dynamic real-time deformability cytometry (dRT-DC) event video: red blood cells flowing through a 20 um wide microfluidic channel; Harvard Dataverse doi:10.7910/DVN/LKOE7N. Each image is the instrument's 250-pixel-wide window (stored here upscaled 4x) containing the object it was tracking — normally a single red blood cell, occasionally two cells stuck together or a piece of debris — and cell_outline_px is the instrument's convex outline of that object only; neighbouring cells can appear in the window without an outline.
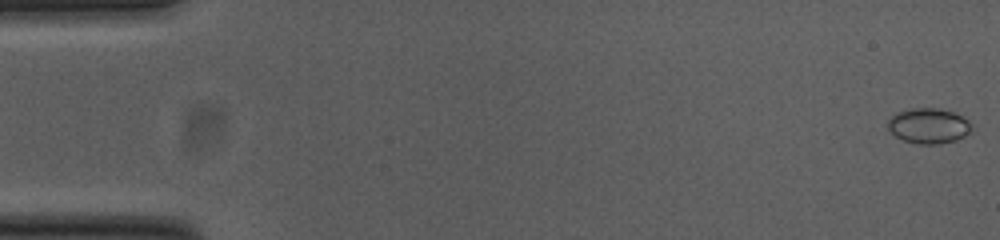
{"species": "common noctule bat (a hibernating species)", "species_latin": "Nyctalus noctula", "temperature_condition": "cold", "stored_images_in_passage": 54, "camera_frame_rate_fps": 3000, "um_per_image_px": 0.085, "animal": {"sex": "female", "body_mass_g": 23.0, "forearm_length_mm": 53.4}, "frame": {"image": 1, "passage_image": 1, "time_ms": 0.0, "image_size_px": [1000, 240], "cell_outline_px": [[972, 132], [956, 140], [936, 144], [920, 144], [904, 140], [896, 136], [888, 128], [888, 120], [896, 112], [912, 108], [936, 108], [952, 112], [968, 120], [972, 124]], "centroid_in_image_um": [78.95, 10.69], "position_along_channel_um": 6.1, "area_um2": 17.11}}
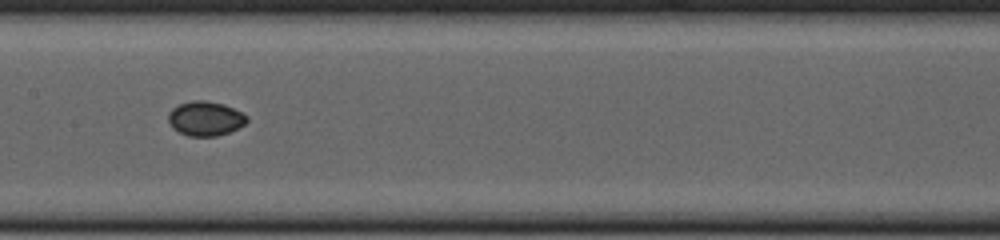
{"frame": {"image": 2, "passage_image": 27, "time_ms": 8.667, "image_size_px": [1000, 240], "cell_outline_px": [[248, 120], [244, 124], [228, 132], [216, 136], [188, 136], [172, 128], [168, 120], [168, 112], [172, 108], [180, 104], [192, 100], [204, 100], [224, 104], [248, 116]], "centroid_in_image_um": [17.43, 10.07], "position_along_channel_um": 190.0, "area_um2": 15.66}}
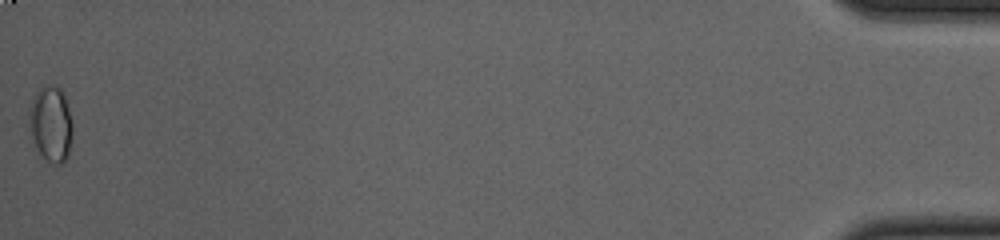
{"frame": {"image": 3, "passage_image": 54, "time_ms": 17.667, "image_size_px": [1000, 240], "cell_outline_px": [[72, 132], [68, 156], [60, 164], [56, 164], [36, 156], [32, 136], [28, 112], [28, 104], [36, 92], [48, 84], [60, 88], [64, 92], [72, 124]], "centroid_in_image_um": [4.29, 10.56], "position_along_channel_um": 430.9, "area_um2": 19.48}, "authors_computed_cell_mechanics": {"area_um2": 15.6349, "velocity_mm_per_s": 3.804, "shape_relaxation_time_tau1_ms": 10.7131, "shape_relaxation_time_tau2_ms": null, "deformation_change_tau1": 0.137, "deformation_change_tau2": null}}